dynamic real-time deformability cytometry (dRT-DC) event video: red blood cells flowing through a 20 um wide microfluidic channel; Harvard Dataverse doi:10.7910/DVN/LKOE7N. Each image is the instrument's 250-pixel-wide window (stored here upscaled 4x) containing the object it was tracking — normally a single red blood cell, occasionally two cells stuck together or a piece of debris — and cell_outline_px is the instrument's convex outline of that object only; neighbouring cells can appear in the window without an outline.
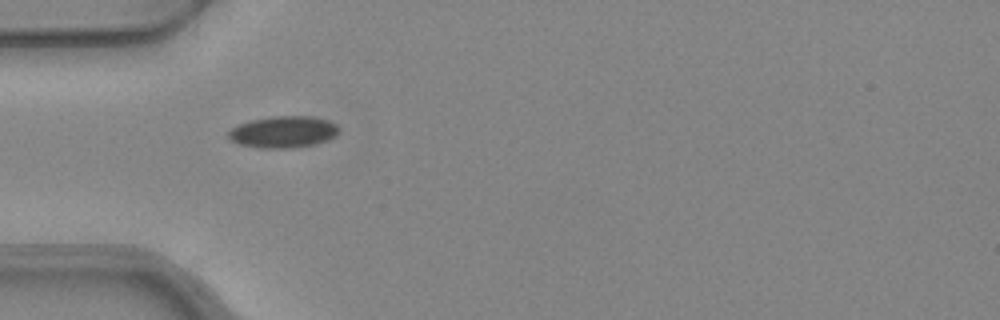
{"species": "common noctule bat (a hibernating species)", "species_latin": "Nyctalus noctula", "temperature_condition": "warm", "stored_images_in_passage": 37, "camera_frame_rate_fps": 3000, "um_per_image_px": 0.085, "animal": {"sex": "female", "body_mass_g": 24.6, "forearm_length_mm": 56.2}, "frame": {"image": 1, "passage_image": 1, "time_ms": 0.0, "image_size_px": [1000, 320], "cell_outline_px": [[340, 128], [328, 140], [312, 144], [292, 148], [260, 148], [240, 144], [228, 140], [228, 132], [232, 128], [240, 124], [252, 120], [272, 116], [312, 116], [328, 120], [336, 124]], "centroid_in_image_um": [24.05, 11.21], "position_along_channel_um": 60.9, "area_um2": 20.23}}
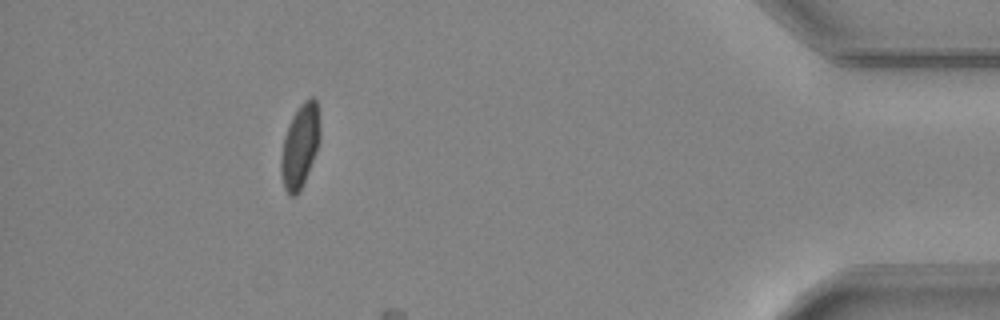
{"frame": {"image": 2, "passage_image": 32, "time_ms": 10.333, "image_size_px": [1000, 320], "cell_outline_px": [[320, 140], [316, 152], [300, 192], [296, 196], [288, 196], [284, 188], [280, 172], [280, 160], [284, 136], [292, 116], [300, 104], [304, 100], [312, 96], [316, 100], [320, 128]], "centroid_in_image_um": [25.49, 12.43], "position_along_channel_um": 409.7, "area_um2": 19.13}}